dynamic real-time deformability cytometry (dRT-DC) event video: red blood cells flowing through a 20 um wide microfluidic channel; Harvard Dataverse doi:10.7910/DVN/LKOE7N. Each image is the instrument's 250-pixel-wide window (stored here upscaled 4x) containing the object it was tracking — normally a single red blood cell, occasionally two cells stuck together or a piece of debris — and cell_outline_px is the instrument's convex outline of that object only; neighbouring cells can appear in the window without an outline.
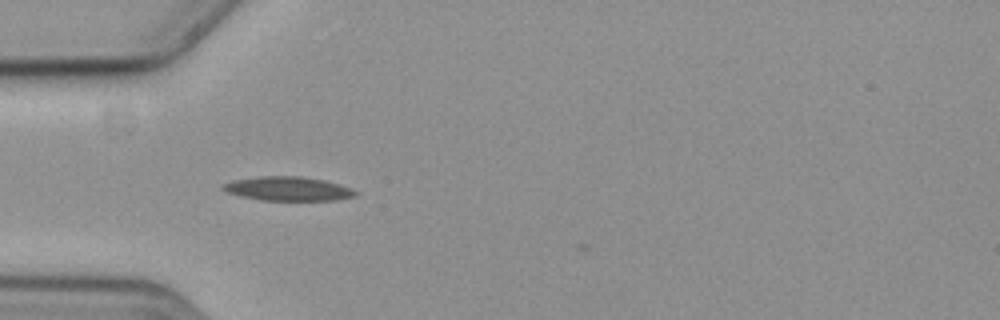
{"species": "common noctule bat (a hibernating species)", "species_latin": "Nyctalus noctula", "temperature_condition": "cold", "stored_images_in_passage": 6, "camera_frame_rate_fps": 3000, "um_per_image_px": 0.085, "animal": {"sex": "female", "body_mass_g": 19.3, "forearm_length_mm": 54.1}, "frame": {"image": 1, "passage_image": 2, "time_ms": 0.333, "image_size_px": [1000, 320], "cell_outline_px": [[356, 196], [336, 200], [260, 200], [240, 196], [228, 192], [220, 188], [224, 184], [232, 180], [260, 176], [300, 176], [324, 180], [352, 188], [356, 192]], "centroid_in_image_um": [24.47, 16.04], "position_along_channel_um": 60.5, "area_um2": 18.5}}
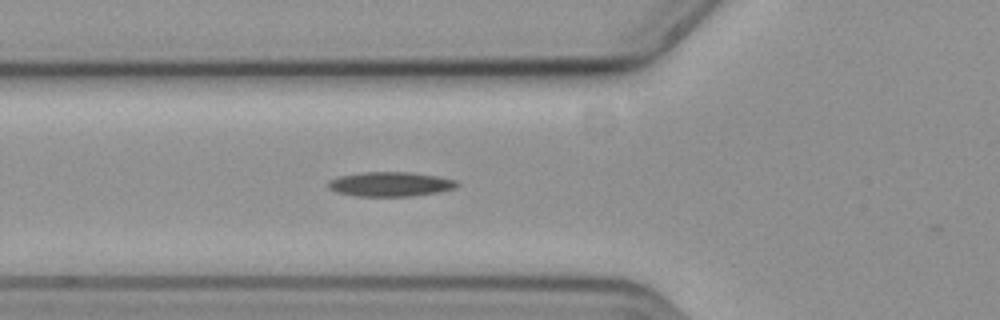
{"frame": {"image": 2, "passage_image": 5, "time_ms": 1.333, "image_size_px": [1000, 320], "cell_outline_px": [[460, 184], [456, 188], [440, 192], [412, 196], [356, 196], [336, 192], [328, 188], [324, 184], [328, 180], [340, 176], [360, 172], [412, 172], [436, 176], [456, 180]], "centroid_in_image_um": [33.15, 15.65], "position_along_channel_um": 92.6, "area_um2": 18.67}}